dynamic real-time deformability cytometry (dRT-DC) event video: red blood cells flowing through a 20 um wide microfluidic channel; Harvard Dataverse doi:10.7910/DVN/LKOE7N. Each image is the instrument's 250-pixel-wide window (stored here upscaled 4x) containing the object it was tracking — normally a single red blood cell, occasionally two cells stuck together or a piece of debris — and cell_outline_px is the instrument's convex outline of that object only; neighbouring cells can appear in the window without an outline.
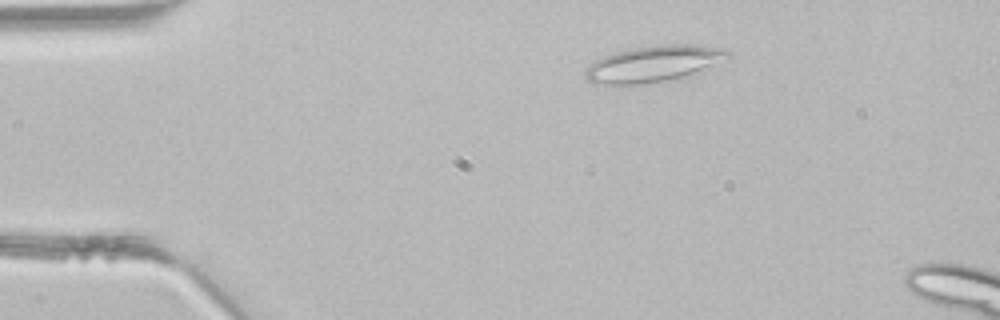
{"species": "common noctule bat (a hibernating species)", "species_latin": "Nyctalus noctula", "temperature_condition": "room temperature", "stored_images_in_passage": 3, "camera_frame_rate_fps": 3000, "um_per_image_px": 0.085, "animal": {"sex": "male", "body_mass_g": 21.5, "forearm_length_mm": 52.0}, "frame": {"image": 1, "passage_image": 1, "time_ms": 0.0, "image_size_px": [1000, 320], "cell_outline_px": [[732, 56], [692, 72], [680, 76], [664, 80], [616, 88], [596, 84], [588, 80], [584, 76], [584, 72], [596, 60], [604, 56], [616, 52], [632, 48], [660, 44], [692, 44], [724, 48], [732, 52]], "centroid_in_image_um": [55.46, 5.43], "position_along_channel_um": 29.5, "area_um2": 29.94}}